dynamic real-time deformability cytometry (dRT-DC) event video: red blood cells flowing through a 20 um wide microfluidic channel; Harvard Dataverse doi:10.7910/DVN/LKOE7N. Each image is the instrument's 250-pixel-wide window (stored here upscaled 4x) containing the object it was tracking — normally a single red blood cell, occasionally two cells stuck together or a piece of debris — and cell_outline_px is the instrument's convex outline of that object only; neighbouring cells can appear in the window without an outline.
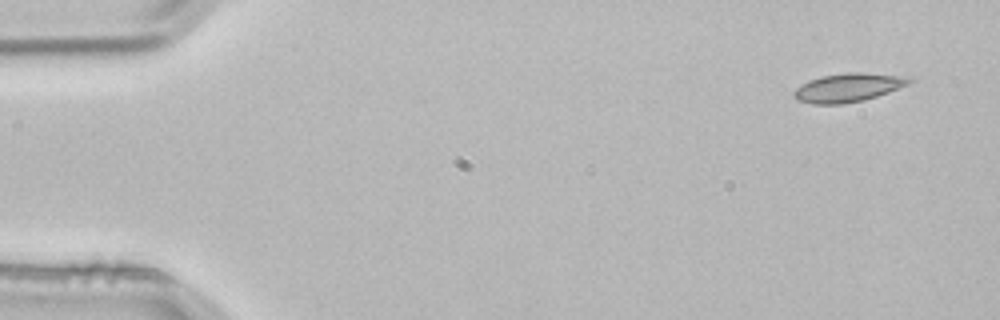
{"species": "common noctule bat (a hibernating species)", "species_latin": "Nyctalus noctula", "temperature_condition": "room temperature", "stored_images_in_passage": 3, "camera_frame_rate_fps": 3000, "um_per_image_px": 0.085, "animal": {"sex": "male", "body_mass_g": 21.5, "forearm_length_mm": 52.0}, "frame": {"image": 1, "passage_image": 1, "time_ms": 0.0, "image_size_px": [1000, 320], "cell_outline_px": [[912, 80], [908, 84], [888, 92], [864, 100], [840, 104], [812, 104], [796, 100], [792, 96], [792, 92], [800, 84], [808, 80], [820, 76], [848, 72], [864, 72], [912, 76]], "centroid_in_image_um": [72.06, 7.43], "position_along_channel_um": 12.9, "area_um2": 19.54}}